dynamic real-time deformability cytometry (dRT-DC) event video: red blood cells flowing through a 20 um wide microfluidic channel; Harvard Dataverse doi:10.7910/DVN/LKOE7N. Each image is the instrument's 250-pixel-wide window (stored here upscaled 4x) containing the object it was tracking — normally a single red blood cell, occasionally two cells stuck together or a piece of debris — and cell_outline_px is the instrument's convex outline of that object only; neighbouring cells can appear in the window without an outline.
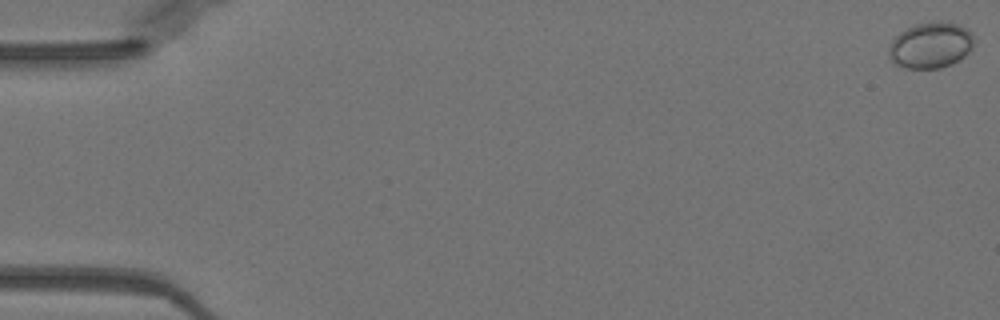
{"species": "Egyptian fruit bat (a non-hibernating species)", "species_latin": "Rousettus aegyptiacus", "temperature_condition": "warm", "stored_images_in_passage": 11, "camera_frame_rate_fps": 3000, "um_per_image_px": 0.085, "animal": {"sex": "female"}, "frame": {"image": 1, "passage_image": 1, "time_ms": 0.0, "image_size_px": [1000, 320], "cell_outline_px": [[972, 48], [960, 60], [952, 64], [940, 68], [904, 68], [896, 64], [888, 56], [888, 48], [892, 40], [900, 32], [916, 24], [936, 20], [940, 20], [960, 24], [968, 28], [972, 32]], "centroid_in_image_um": [79.11, 3.83], "position_along_channel_um": 5.9, "area_um2": 23.06}}